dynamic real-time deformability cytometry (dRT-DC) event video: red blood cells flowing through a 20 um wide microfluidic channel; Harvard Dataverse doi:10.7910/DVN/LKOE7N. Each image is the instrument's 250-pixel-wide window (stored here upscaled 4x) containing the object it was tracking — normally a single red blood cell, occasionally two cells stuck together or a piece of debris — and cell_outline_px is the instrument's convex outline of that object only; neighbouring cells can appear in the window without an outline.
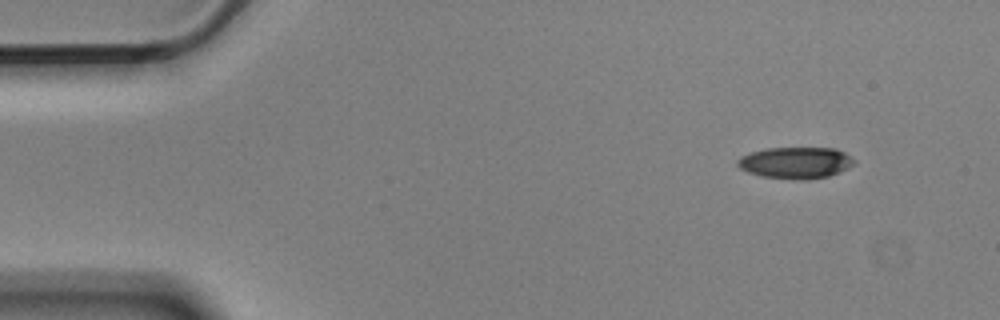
{"species": "Egyptian fruit bat (a non-hibernating species)", "species_latin": "Rousettus aegyptiacus", "temperature_condition": "cold", "stored_images_in_passage": 3, "camera_frame_rate_fps": 3000, "um_per_image_px": 0.085, "animal": {"sex": "male"}, "frame": {"image": 1, "passage_image": 1, "time_ms": 0.0, "image_size_px": [1000, 320], "cell_outline_px": [[856, 160], [848, 168], [840, 172], [828, 176], [804, 180], [796, 180], [760, 176], [748, 172], [740, 168], [736, 164], [736, 160], [740, 156], [752, 152], [768, 148], [836, 148], [844, 152]], "centroid_in_image_um": [67.62, 13.83], "position_along_channel_um": 17.4, "area_um2": 21.5}}
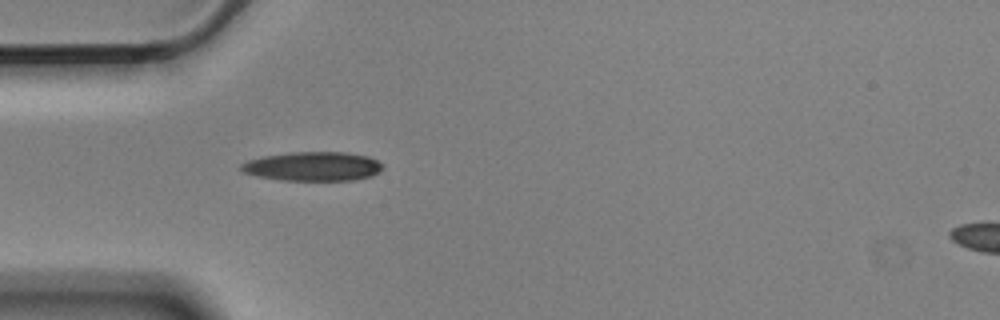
{"frame": {"image": 2, "passage_image": 3, "time_ms": 0.667, "image_size_px": [1000, 320], "cell_outline_px": [[384, 168], [380, 172], [372, 176], [352, 180], [280, 180], [260, 176], [244, 172], [240, 168], [240, 164], [248, 160], [264, 156], [292, 152], [344, 152], [368, 156], [384, 164]], "centroid_in_image_um": [26.64, 14.14], "position_along_channel_um": 58.4, "area_um2": 23.99}}